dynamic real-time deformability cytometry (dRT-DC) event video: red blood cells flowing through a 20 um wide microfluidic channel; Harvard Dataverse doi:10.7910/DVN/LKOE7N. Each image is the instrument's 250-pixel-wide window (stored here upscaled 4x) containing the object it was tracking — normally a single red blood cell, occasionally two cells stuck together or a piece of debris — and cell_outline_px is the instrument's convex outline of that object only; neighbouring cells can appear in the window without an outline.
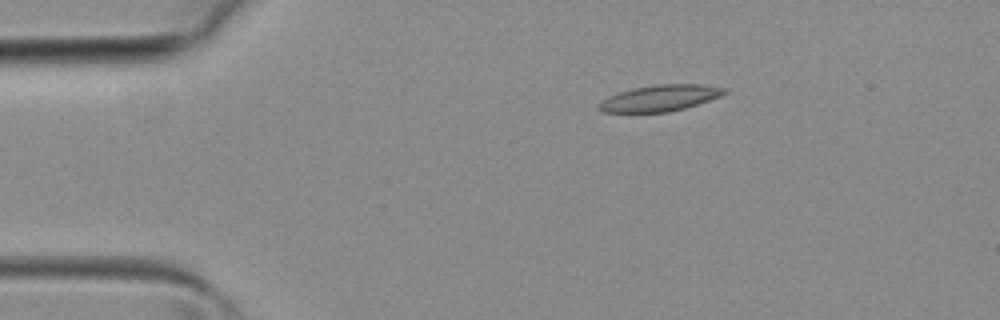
{"species": "common noctule bat (a hibernating species)", "species_latin": "Nyctalus noctula", "temperature_condition": "room temperature", "stored_images_in_passage": 2, "camera_frame_rate_fps": 3000, "um_per_image_px": 0.085, "animal": {"sex": "female", "body_mass_g": 19.3, "forearm_length_mm": 54.1}, "frame": {"image": 1, "passage_image": 1, "time_ms": 0.0, "image_size_px": [1000, 320], "cell_outline_px": [[728, 92], [720, 96], [684, 108], [668, 112], [604, 112], [596, 108], [596, 104], [608, 96], [632, 88], [656, 84], [700, 84], [728, 88]], "centroid_in_image_um": [56.07, 8.33], "position_along_channel_um": 28.9, "area_um2": 19.19}}
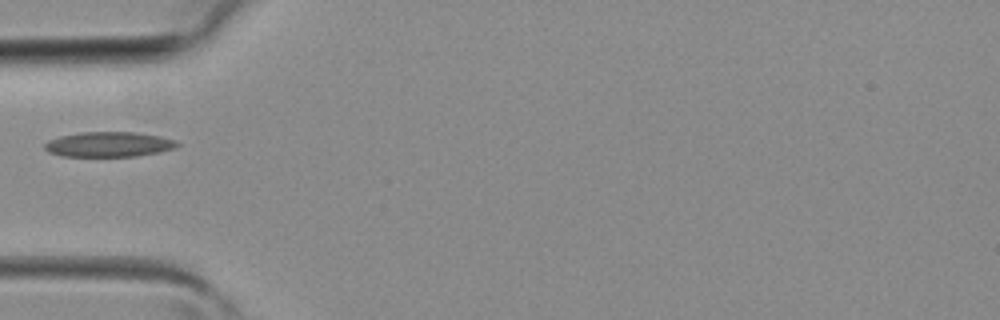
{"frame": {"image": 2, "passage_image": 2, "time_ms": 0.333, "image_size_px": [1000, 320], "cell_outline_px": [[180, 144], [176, 148], [160, 152], [136, 156], [60, 156], [48, 152], [44, 148], [44, 144], [48, 140], [60, 136], [80, 132], [136, 132], [160, 136], [176, 140]], "centroid_in_image_um": [9.26, 12.27], "position_along_channel_um": 75.7, "area_um2": 19.48}}